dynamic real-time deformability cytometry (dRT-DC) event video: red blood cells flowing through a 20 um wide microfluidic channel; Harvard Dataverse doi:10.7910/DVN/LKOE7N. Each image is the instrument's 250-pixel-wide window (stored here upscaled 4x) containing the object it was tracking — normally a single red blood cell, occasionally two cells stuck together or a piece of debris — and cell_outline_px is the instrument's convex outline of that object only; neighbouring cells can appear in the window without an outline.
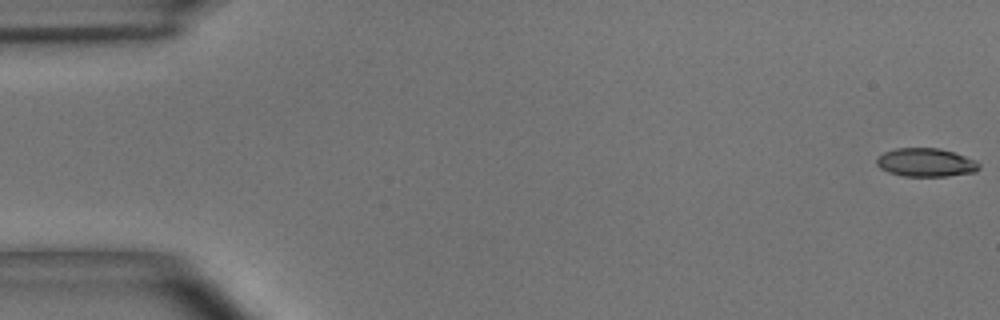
{"species": "common noctule bat (a hibernating species)", "species_latin": "Nyctalus noctula", "temperature_condition": "room temperature", "stored_images_in_passage": 24, "camera_frame_rate_fps": 3000, "um_per_image_px": 0.085, "animal": {"sex": "male", "body_mass_g": 15.6}, "frame": {"image": 1, "passage_image": 1, "time_ms": 0.0, "image_size_px": [1000, 320], "cell_outline_px": [[980, 168], [976, 172], [948, 176], [904, 176], [888, 172], [880, 168], [876, 164], [876, 160], [884, 152], [896, 148], [940, 148], [976, 160], [980, 164]], "centroid_in_image_um": [78.71, 13.81], "position_along_channel_um": 6.3, "area_um2": 16.99}}
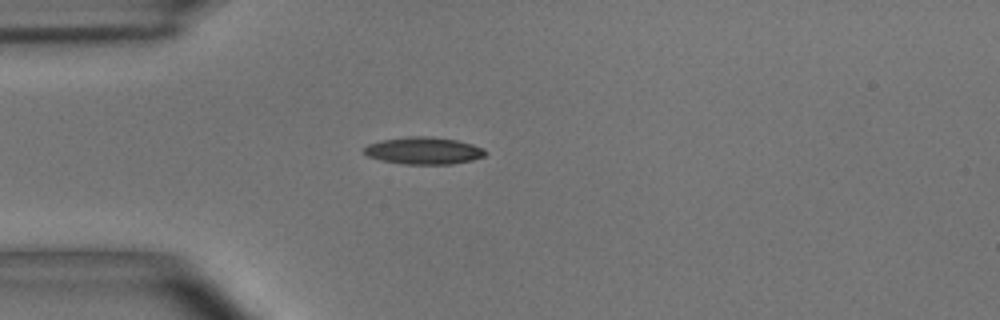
{"frame": {"image": 2, "passage_image": 15, "time_ms": 4.667, "image_size_px": [1000, 320], "cell_outline_px": [[488, 152], [484, 156], [472, 160], [452, 164], [404, 164], [380, 160], [368, 156], [364, 152], [364, 148], [368, 144], [380, 140], [408, 136], [428, 136], [456, 140], [472, 144], [484, 148]], "centroid_in_image_um": [36.02, 12.8], "position_along_channel_um": 49.0, "area_um2": 19.25}}
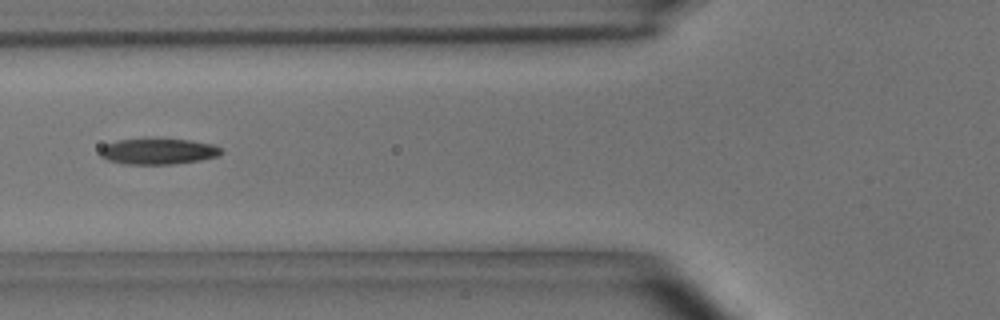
{"frame": {"image": 3, "passage_image": 21, "time_ms": 6.667, "image_size_px": [1000, 320], "cell_outline_px": [[224, 152], [220, 156], [200, 160], [172, 164], [124, 164], [108, 160], [100, 156], [100, 148], [104, 144], [116, 140], [144, 136], [156, 136], [188, 140], [212, 144], [220, 148]], "centroid_in_image_um": [13.4, 12.81], "position_along_channel_um": 112.4, "area_um2": 19.25}}